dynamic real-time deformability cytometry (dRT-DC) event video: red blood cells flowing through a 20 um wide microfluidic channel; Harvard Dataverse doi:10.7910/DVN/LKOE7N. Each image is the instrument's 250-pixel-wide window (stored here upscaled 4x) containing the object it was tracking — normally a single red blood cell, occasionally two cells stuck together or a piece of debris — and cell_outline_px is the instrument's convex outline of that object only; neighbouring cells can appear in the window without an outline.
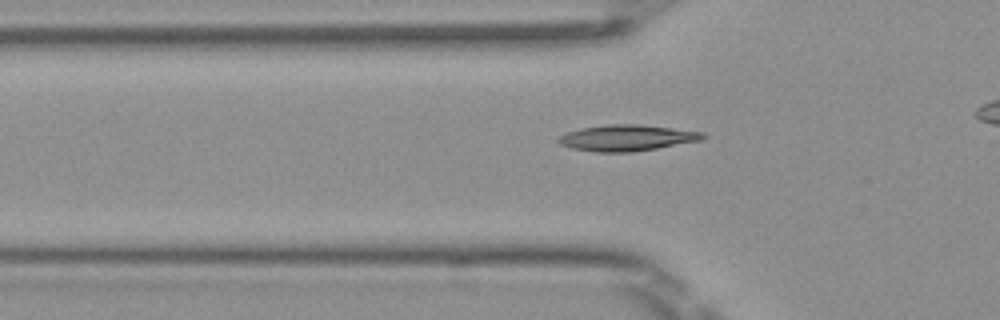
{"species": "Egyptian fruit bat (a non-hibernating species)", "species_latin": "Rousettus aegyptiacus", "temperature_condition": "room temperature", "stored_images_in_passage": 40, "camera_frame_rate_fps": 3000, "um_per_image_px": 0.085, "frame": {"image": 1, "passage_image": 15, "time_ms": 4.667, "image_size_px": [1000, 320], "cell_outline_px": [[708, 136], [700, 140], [656, 148], [632, 152], [596, 152], [572, 148], [560, 144], [556, 140], [564, 132], [580, 128], [608, 124], [640, 124], [704, 132]], "centroid_in_image_um": [53.25, 11.71], "position_along_channel_um": 72.6, "area_um2": 21.96}}
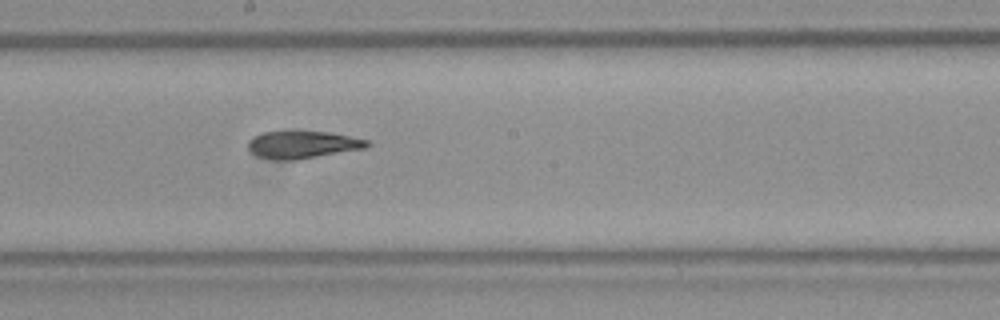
{"frame": {"image": 2, "passage_image": 26, "time_ms": 8.333, "image_size_px": [1000, 320], "cell_outline_px": [[372, 144], [368, 148], [296, 160], [272, 160], [256, 156], [248, 148], [248, 140], [264, 132], [284, 128], [296, 128], [328, 132], [368, 140]], "centroid_in_image_um": [25.7, 12.25], "position_along_channel_um": 222.5, "area_um2": 20.06}}
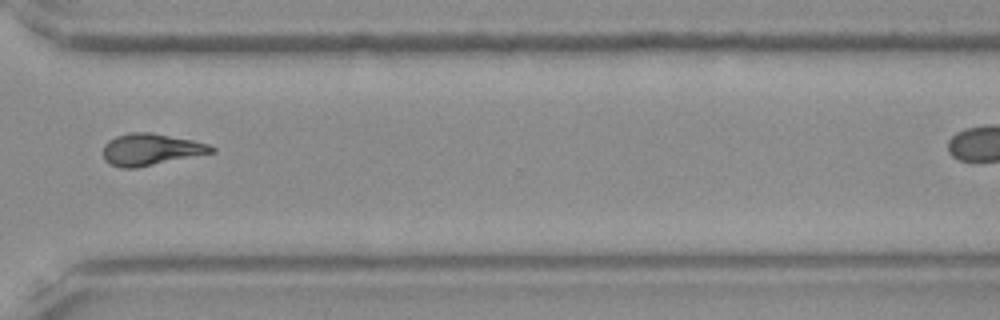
{"frame": {"image": 3, "passage_image": 36, "time_ms": 11.667, "image_size_px": [1000, 320], "cell_outline_px": [[216, 152], [136, 168], [120, 168], [108, 164], [104, 160], [104, 144], [108, 140], [116, 136], [132, 132], [148, 132], [192, 140], [208, 144], [216, 148]], "centroid_in_image_um": [12.8, 12.72], "position_along_channel_um": 357.8, "area_um2": 20.06}}